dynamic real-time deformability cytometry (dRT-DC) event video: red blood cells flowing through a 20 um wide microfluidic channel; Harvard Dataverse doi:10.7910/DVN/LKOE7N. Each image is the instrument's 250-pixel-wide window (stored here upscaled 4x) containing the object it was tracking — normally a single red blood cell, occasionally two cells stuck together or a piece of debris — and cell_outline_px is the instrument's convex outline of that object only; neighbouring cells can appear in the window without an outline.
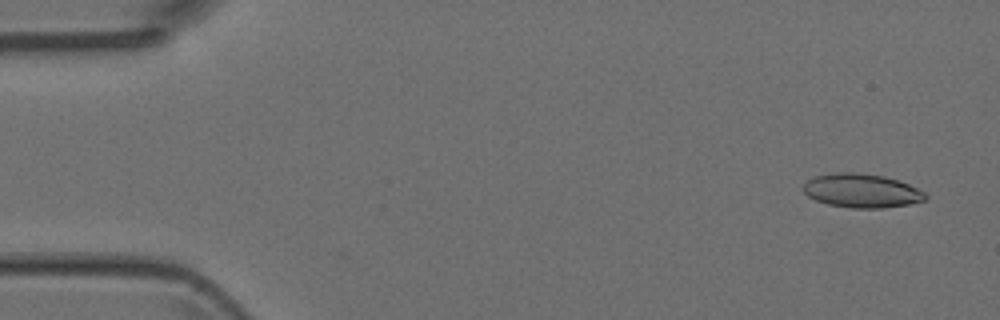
{"species": "Egyptian fruit bat (a non-hibernating species)", "species_latin": "Rousettus aegyptiacus", "temperature_condition": "room temperature", "stored_images_in_passage": 9, "camera_frame_rate_fps": 3000, "um_per_image_px": 0.085, "animal": {"sex": "female"}, "frame": {"image": 1, "passage_image": 1, "time_ms": 0.0, "image_size_px": [1000, 320], "cell_outline_px": [[928, 196], [924, 200], [908, 204], [884, 208], [852, 208], [828, 204], [816, 200], [808, 196], [800, 188], [808, 180], [816, 176], [836, 172], [856, 172], [884, 176], [908, 184], [924, 192]], "centroid_in_image_um": [73.21, 16.21], "position_along_channel_um": 11.8, "area_um2": 23.99}}
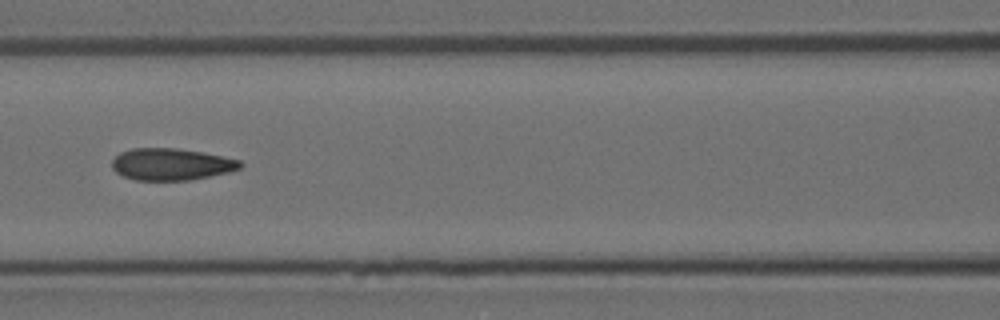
{"frame": {"image": 2, "passage_image": 6, "time_ms": 1.667, "image_size_px": [1000, 320], "cell_outline_px": [[244, 164], [240, 168], [228, 172], [188, 180], [136, 180], [124, 176], [116, 172], [112, 168], [112, 160], [120, 152], [132, 148], [176, 148], [200, 152], [240, 160]], "centroid_in_image_um": [14.53, 13.96], "position_along_channel_um": 152.1, "area_um2": 23.58}}
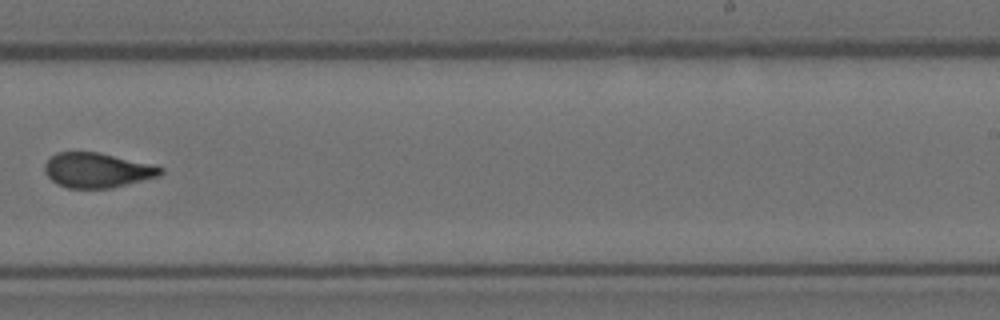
{"frame": {"image": 3, "passage_image": 9, "time_ms": 2.667, "image_size_px": [1000, 320], "cell_outline_px": [[164, 172], [160, 176], [112, 188], [68, 188], [56, 184], [44, 172], [44, 164], [56, 152], [96, 152], [156, 164], [164, 168]], "centroid_in_image_um": [8.3, 14.47], "position_along_channel_um": 280.7, "area_um2": 23.76}}